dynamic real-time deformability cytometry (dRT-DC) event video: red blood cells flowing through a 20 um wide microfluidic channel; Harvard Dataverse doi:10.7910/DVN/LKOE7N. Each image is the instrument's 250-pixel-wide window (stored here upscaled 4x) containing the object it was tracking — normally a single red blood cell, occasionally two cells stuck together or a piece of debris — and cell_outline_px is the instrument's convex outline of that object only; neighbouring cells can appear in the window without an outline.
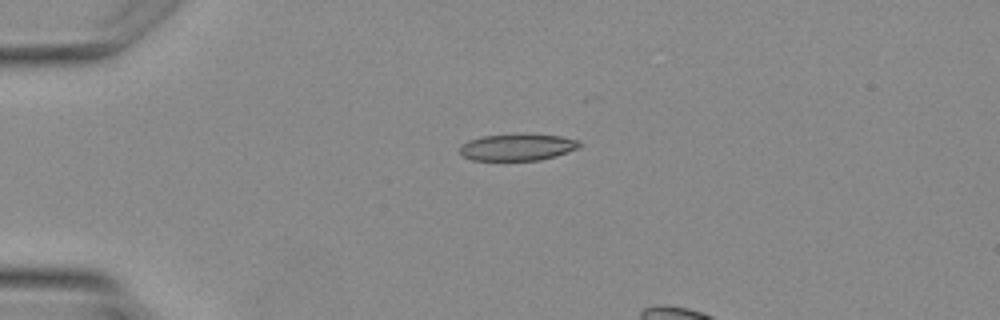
{"species": "Egyptian fruit bat (a non-hibernating species)", "species_latin": "Rousettus aegyptiacus", "temperature_condition": "warm", "stored_images_in_passage": 3, "camera_frame_rate_fps": 3000, "um_per_image_px": 0.085, "animal": {"sex": "female"}, "frame": {"image": 1, "passage_image": 1, "time_ms": 0.0, "image_size_px": [1000, 320], "cell_outline_px": [[580, 148], [556, 156], [540, 160], [472, 160], [464, 156], [460, 152], [460, 144], [468, 140], [484, 136], [560, 136], [580, 140]], "centroid_in_image_um": [43.99, 12.55], "position_along_channel_um": 41.0, "area_um2": 18.03}}